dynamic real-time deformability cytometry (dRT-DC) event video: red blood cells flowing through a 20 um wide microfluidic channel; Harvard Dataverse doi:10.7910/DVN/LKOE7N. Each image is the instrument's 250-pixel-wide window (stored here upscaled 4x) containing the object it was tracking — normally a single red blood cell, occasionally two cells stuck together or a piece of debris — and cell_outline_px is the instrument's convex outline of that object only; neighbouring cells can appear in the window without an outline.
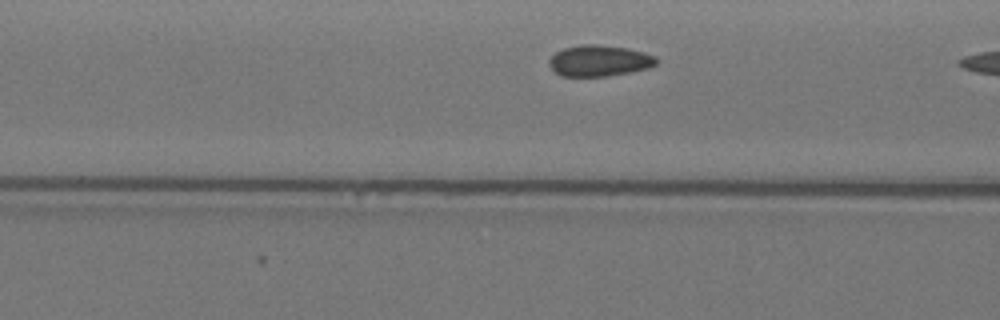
{"species": "Egyptian fruit bat (a non-hibernating species)", "species_latin": "Rousettus aegyptiacus", "temperature_condition": "warm", "stored_images_in_passage": 5, "camera_frame_rate_fps": 3000, "um_per_image_px": 0.085, "animal": {"sex": "female"}, "frame": {"image": 1, "passage_image": 4, "time_ms": 1.0, "image_size_px": [1000, 320], "cell_outline_px": [[660, 60], [656, 64], [648, 68], [632, 72], [608, 76], [560, 76], [548, 64], [548, 60], [556, 52], [564, 48], [584, 44], [596, 44], [628, 48], [644, 52], [656, 56]], "centroid_in_image_um": [50.97, 5.16], "position_along_channel_um": 115.6, "area_um2": 19.59}}